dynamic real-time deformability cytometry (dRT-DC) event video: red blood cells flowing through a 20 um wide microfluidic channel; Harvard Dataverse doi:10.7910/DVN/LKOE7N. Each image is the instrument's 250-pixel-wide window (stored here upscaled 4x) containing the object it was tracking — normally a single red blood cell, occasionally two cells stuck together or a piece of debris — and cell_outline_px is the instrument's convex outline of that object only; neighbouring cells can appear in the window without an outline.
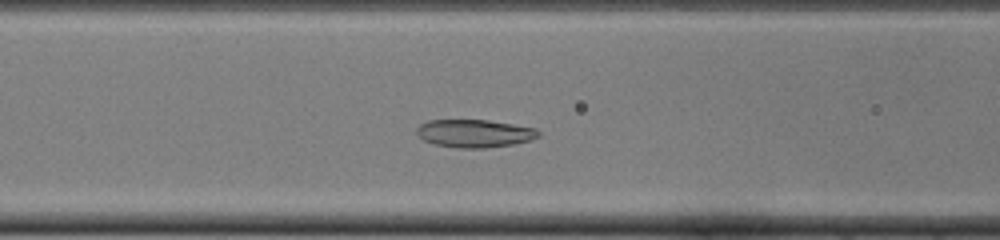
{"species": "common noctule bat (a hibernating species)", "species_latin": "Nyctalus noctula", "temperature_condition": "cold", "stored_images_in_passage": 43, "camera_frame_rate_fps": 3000, "um_per_image_px": 0.085, "animal": {"sex": "female", "body_mass_g": 22.0, "forearm_length_mm": 56.7}, "frame": {"image": 1, "passage_image": 13, "time_ms": 4.0, "image_size_px": [1000, 240], "cell_outline_px": [[540, 136], [528, 140], [512, 144], [484, 148], [456, 148], [436, 144], [424, 140], [416, 132], [416, 128], [420, 124], [428, 120], [488, 120], [536, 128], [540, 132]], "centroid_in_image_um": [40.32, 11.33], "position_along_channel_um": 126.3, "area_um2": 19.65}}
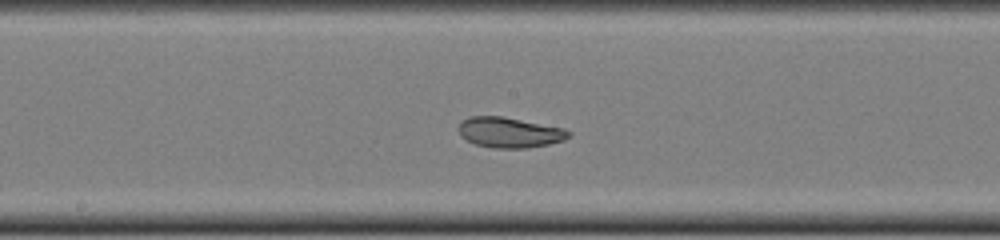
{"frame": {"image": 2, "passage_image": 19, "time_ms": 6.0, "image_size_px": [1000, 240], "cell_outline_px": [[572, 132], [564, 140], [548, 144], [528, 148], [492, 148], [476, 144], [460, 136], [456, 128], [460, 120], [472, 116], [504, 116], [564, 128]], "centroid_in_image_um": [43.27, 11.25], "position_along_channel_um": 204.9, "area_um2": 19.71}}
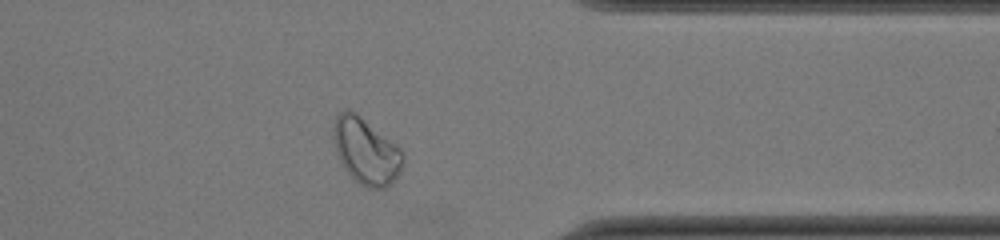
{"frame": {"image": 3, "passage_image": 33, "time_ms": 10.667, "image_size_px": [1000, 240], "cell_outline_px": [[404, 160], [400, 172], [384, 188], [368, 188], [352, 180], [344, 168], [336, 152], [332, 132], [332, 128], [336, 116], [340, 112], [348, 108], [356, 112], [396, 144], [404, 152]], "centroid_in_image_um": [31.09, 12.83], "position_along_channel_um": 380.3, "area_um2": 26.93}, "authors_computed_cell_mechanics": {"area_um2": 22.253, "velocity_mm_per_s": 3.9544, "shape_relaxation_time_tau1_ms": 6.3502, "shape_relaxation_time_tau2_ms": 2.6702, "deformation_change_tau1": 0.146, "deformation_change_tau2": 0.0703}}